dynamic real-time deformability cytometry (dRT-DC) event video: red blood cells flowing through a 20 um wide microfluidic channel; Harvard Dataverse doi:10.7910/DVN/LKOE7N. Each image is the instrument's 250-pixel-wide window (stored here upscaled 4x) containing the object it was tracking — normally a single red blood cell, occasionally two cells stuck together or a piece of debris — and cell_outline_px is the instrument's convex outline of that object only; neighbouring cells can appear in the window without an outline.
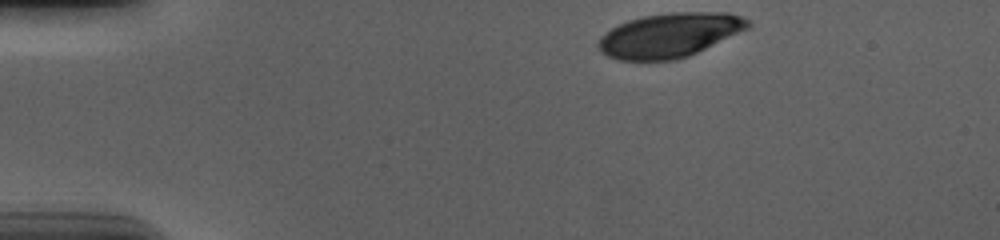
{"species": "human", "species_latin": "Homo sapiens", "temperature_condition": "cold", "stored_images_in_passage": 39, "camera_frame_rate_fps": 3000, "um_per_image_px": 0.085, "donor": {"sex": "male"}, "frame": {"image": 1, "passage_image": 1, "time_ms": 0.0, "image_size_px": [1000, 240], "cell_outline_px": [[752, 24], [748, 28], [688, 56], [676, 60], [616, 60], [600, 52], [596, 48], [596, 44], [600, 36], [612, 28], [628, 20], [644, 16], [672, 12], [728, 12], [744, 16], [752, 20]], "centroid_in_image_um": [56.9, 2.98], "position_along_channel_um": 28.1, "area_um2": 38.78}}
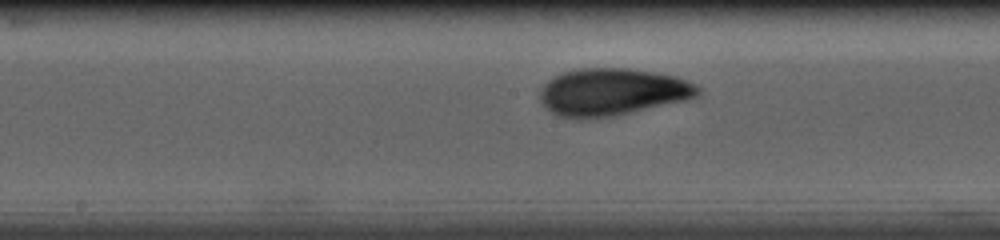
{"frame": {"image": 2, "passage_image": 21, "time_ms": 6.667, "image_size_px": [1000, 240], "cell_outline_px": [[700, 92], [696, 96], [684, 100], [612, 116], [584, 120], [580, 120], [556, 116], [540, 100], [540, 92], [544, 84], [548, 80], [564, 72], [580, 68], [628, 68], [676, 76], [688, 80], [696, 84], [700, 88]], "centroid_in_image_um": [52.01, 7.82], "position_along_channel_um": 196.2, "area_um2": 43.35}}
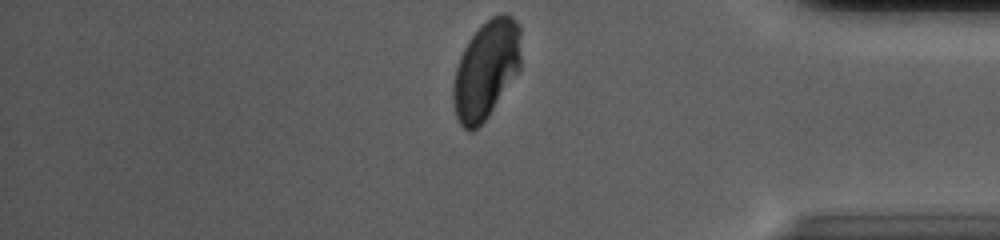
{"frame": {"image": 3, "passage_image": 39, "time_ms": 12.667, "image_size_px": [1000, 240], "cell_outline_px": [[520, 68], [488, 116], [472, 132], [468, 132], [460, 124], [456, 116], [452, 100], [452, 88], [456, 68], [460, 56], [468, 40], [492, 16], [500, 12], [508, 12], [516, 20], [520, 28]], "centroid_in_image_um": [41.31, 5.91], "position_along_channel_um": 393.9, "area_um2": 38.61}, "authors_computed_cell_mechanics": {"area_um2": 42.4252, "velocity_mm_per_s": 3.6625, "shape_relaxation_time_tau1_ms": 4.8722, "shape_relaxation_time_tau2_ms": 0.8147, "deformation_change_tau1": 0.1606, "deformation_change_tau2": 0.0463}}